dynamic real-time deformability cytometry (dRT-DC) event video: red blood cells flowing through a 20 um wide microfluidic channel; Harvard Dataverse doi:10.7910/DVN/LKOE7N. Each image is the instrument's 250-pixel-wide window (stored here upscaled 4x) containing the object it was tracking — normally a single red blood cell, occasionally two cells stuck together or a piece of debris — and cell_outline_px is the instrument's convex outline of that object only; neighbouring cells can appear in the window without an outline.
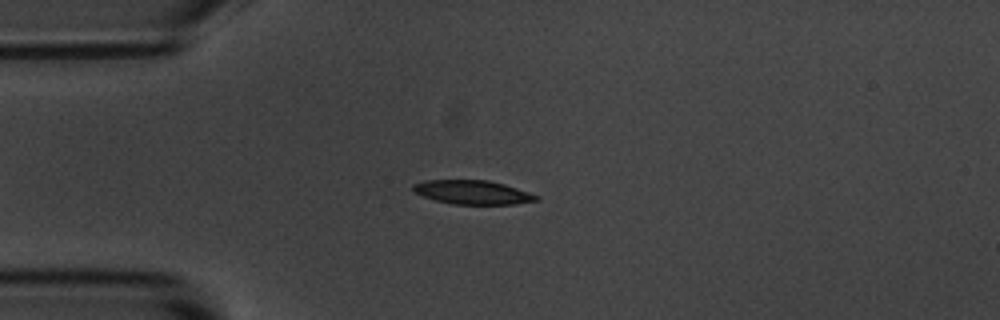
{"species": "common noctule bat (a hibernating species)", "species_latin": "Nyctalus noctula", "temperature_condition": "room temperature", "stored_images_in_passage": 9, "camera_frame_rate_fps": 3000, "um_per_image_px": 0.085, "animal": {"sex": "male", "body_mass_g": 20.1, "forearm_length_mm": 53.5}, "frame": {"image": 1, "passage_image": 4, "time_ms": 3.667, "image_size_px": [1000, 320], "cell_outline_px": [[540, 200], [516, 204], [452, 204], [436, 200], [412, 192], [412, 184], [424, 180], [488, 180], [504, 184], [540, 196]], "centroid_in_image_um": [40.16, 16.34], "position_along_channel_um": 44.8, "area_um2": 17.22}}
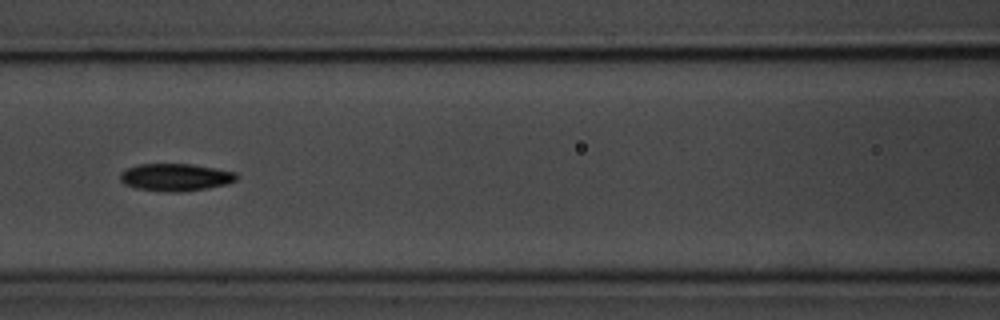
{"frame": {"image": 2, "passage_image": 7, "time_ms": 7.0, "image_size_px": [1000, 320], "cell_outline_px": [[236, 180], [228, 184], [208, 188], [184, 192], [164, 192], [136, 188], [124, 184], [120, 180], [120, 172], [128, 168], [140, 164], [192, 164], [216, 168], [236, 172]], "centroid_in_image_um": [14.92, 15.07], "position_along_channel_um": 151.7, "area_um2": 18.73}}
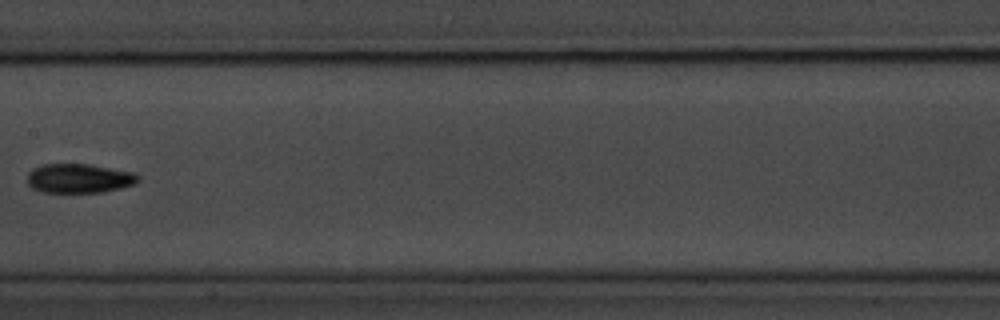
{"frame": {"image": 3, "passage_image": 8, "time_ms": 8.333, "image_size_px": [1000, 320], "cell_outline_px": [[140, 176], [136, 184], [104, 192], [44, 192], [32, 188], [28, 184], [28, 172], [32, 168], [40, 164], [88, 164], [132, 172]], "centroid_in_image_um": [6.7, 15.16], "position_along_channel_um": 200.7, "area_um2": 18.9}}